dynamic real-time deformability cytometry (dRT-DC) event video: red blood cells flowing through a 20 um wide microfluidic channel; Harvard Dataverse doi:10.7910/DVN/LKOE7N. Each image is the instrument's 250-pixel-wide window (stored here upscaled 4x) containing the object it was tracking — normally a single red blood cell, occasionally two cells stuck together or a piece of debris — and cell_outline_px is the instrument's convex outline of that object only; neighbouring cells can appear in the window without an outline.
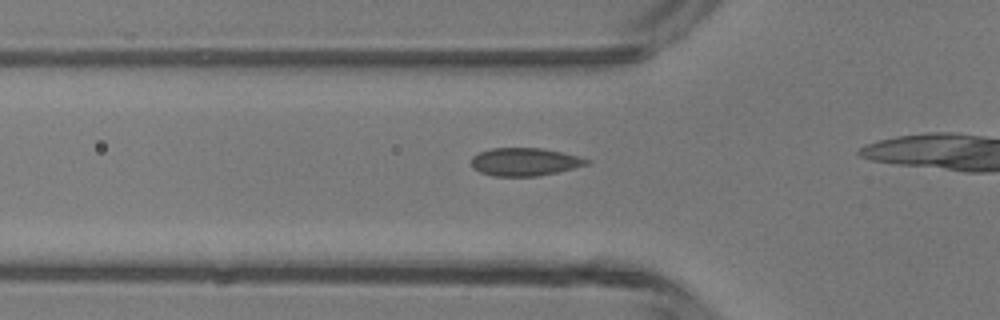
{"species": "common noctule bat (a hibernating species)", "species_latin": "Nyctalus noctula", "temperature_condition": "room temperature", "stored_images_in_passage": 6, "camera_frame_rate_fps": 3000, "um_per_image_px": 0.085, "animal": {"sex": "male", "body_mass_g": 13.3}, "frame": {"image": 1, "passage_image": 2, "time_ms": 0.333, "image_size_px": [1000, 320], "cell_outline_px": [[592, 160], [588, 164], [556, 172], [536, 176], [492, 176], [480, 172], [472, 168], [472, 156], [480, 152], [492, 148], [544, 148]], "centroid_in_image_um": [44.57, 13.75], "position_along_channel_um": 81.2, "area_um2": 18.61}}
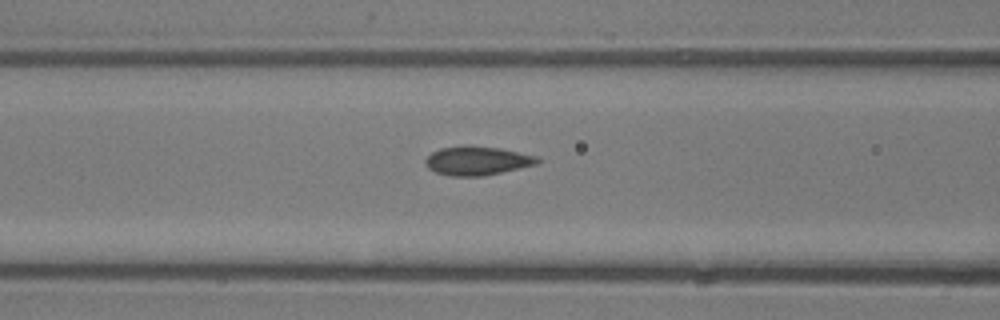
{"frame": {"image": 2, "passage_image": 5, "time_ms": 1.333, "image_size_px": [1000, 320], "cell_outline_px": [[540, 160], [536, 164], [484, 176], [452, 176], [436, 172], [428, 168], [424, 160], [432, 152], [440, 148], [468, 144], [500, 148], [540, 156]], "centroid_in_image_um": [40.56, 13.64], "position_along_channel_um": 126.0, "area_um2": 19.02}}